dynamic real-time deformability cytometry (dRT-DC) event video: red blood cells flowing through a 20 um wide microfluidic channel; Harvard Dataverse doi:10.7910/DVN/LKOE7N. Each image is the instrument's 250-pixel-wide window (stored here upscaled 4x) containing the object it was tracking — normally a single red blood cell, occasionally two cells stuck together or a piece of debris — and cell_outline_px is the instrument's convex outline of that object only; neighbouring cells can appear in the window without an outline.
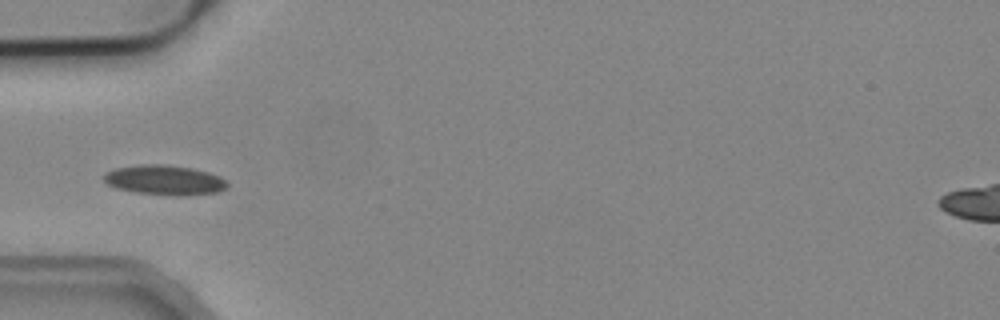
{"species": "common noctule bat (a hibernating species)", "species_latin": "Nyctalus noctula", "temperature_condition": "cold", "stored_images_in_passage": 5, "camera_frame_rate_fps": 3000, "um_per_image_px": 0.085, "animal": {"sex": "male", "body_mass_g": 19.2, "forearm_length_mm": 51.8}, "frame": {"image": 1, "passage_image": 4, "time_ms": 1.0, "image_size_px": [1000, 320], "cell_outline_px": [[228, 184], [224, 188], [216, 192], [136, 192], [116, 188], [108, 184], [104, 180], [104, 172], [116, 168], [140, 164], [164, 164], [192, 168], [208, 172], [220, 176]], "centroid_in_image_um": [13.9, 15.23], "position_along_channel_um": 71.1, "area_um2": 20.11}}